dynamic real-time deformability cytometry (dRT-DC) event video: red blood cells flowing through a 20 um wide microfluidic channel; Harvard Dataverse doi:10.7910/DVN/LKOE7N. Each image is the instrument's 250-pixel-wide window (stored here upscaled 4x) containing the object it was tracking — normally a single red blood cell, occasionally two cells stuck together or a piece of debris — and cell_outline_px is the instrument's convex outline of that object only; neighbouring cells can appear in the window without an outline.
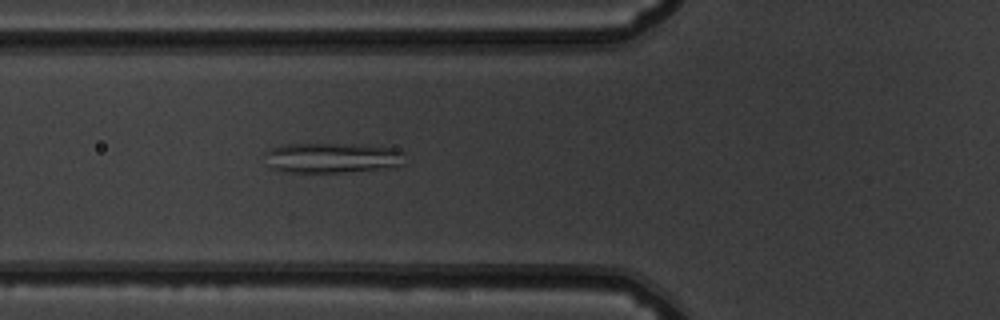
{"species": "common noctule bat (a hibernating species)", "species_latin": "Nyctalus noctula", "temperature_condition": "warm", "stored_images_in_passage": 37, "camera_frame_rate_fps": 3000, "um_per_image_px": 0.085, "animal": {"sex": "male", "body_mass_g": 19.5, "forearm_length_mm": 54.6}, "frame": {"image": 1, "passage_image": 4, "time_ms": 1.0, "image_size_px": [1000, 320], "cell_outline_px": [[404, 152], [400, 164], [376, 168], [344, 172], [280, 172], [272, 168], [264, 152], [268, 148], [280, 144], [360, 144], [396, 148]], "centroid_in_image_um": [28.14, 13.39], "position_along_channel_um": 97.7, "area_um2": 24.39}}
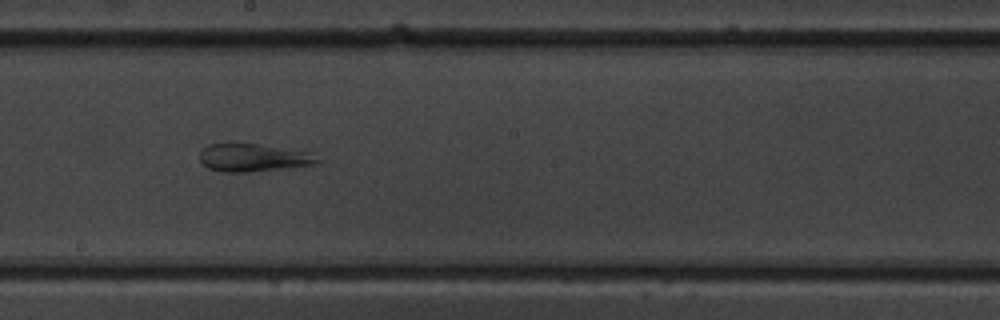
{"frame": {"image": 2, "passage_image": 14, "time_ms": 4.333, "image_size_px": [1000, 320], "cell_outline_px": [[320, 164], [248, 172], [224, 172], [208, 168], [200, 164], [200, 152], [208, 144], [228, 140], [256, 144], [308, 152], [320, 160]], "centroid_in_image_um": [21.43, 13.37], "position_along_channel_um": 226.8, "area_um2": 19.54}}
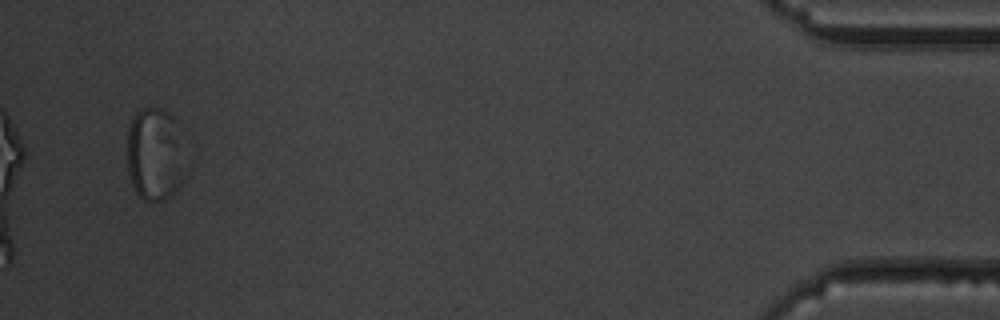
{"frame": {"image": 3, "passage_image": 35, "time_ms": 11.333, "image_size_px": [1000, 320], "cell_outline_px": [[184, 128], [180, 188], [172, 196], [164, 200], [152, 204], [144, 200], [136, 192], [132, 184], [128, 172], [128, 128], [136, 112], [144, 108], [160, 108], [168, 112]], "centroid_in_image_um": [13.19, 13.11], "position_along_channel_um": 422.0, "area_um2": 32.19}}